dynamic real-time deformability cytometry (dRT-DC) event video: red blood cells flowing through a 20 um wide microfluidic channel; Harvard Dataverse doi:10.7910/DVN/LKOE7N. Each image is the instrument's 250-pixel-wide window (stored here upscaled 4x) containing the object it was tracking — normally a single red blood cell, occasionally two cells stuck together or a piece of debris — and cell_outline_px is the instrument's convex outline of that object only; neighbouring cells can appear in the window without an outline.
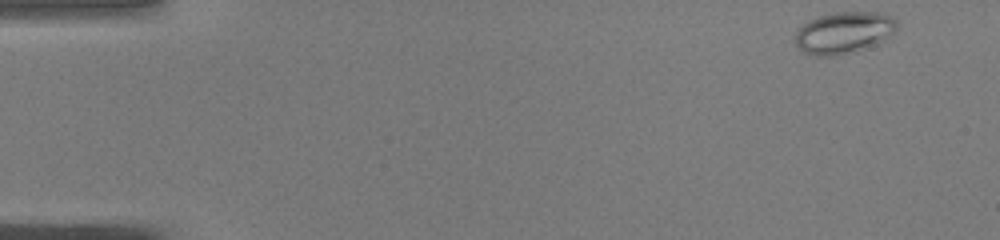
{"species": "common noctule bat (a hibernating species)", "species_latin": "Nyctalus noctula", "temperature_condition": "warm", "stored_images_in_passage": 48, "camera_frame_rate_fps": 3000, "um_per_image_px": 0.085, "animal": {"sex": "male", "body_mass_g": 19.0, "forearm_length_mm": 50.8}, "frame": {"image": 1, "passage_image": 1, "time_ms": 0.0, "image_size_px": [1000, 240], "cell_outline_px": [[900, 28], [896, 32], [880, 44], [832, 56], [816, 56], [804, 52], [792, 40], [796, 32], [808, 20], [820, 16], [836, 12], [884, 12], [892, 16], [896, 20]], "centroid_in_image_um": [71.79, 2.76], "position_along_channel_um": 13.2, "area_um2": 25.09}}
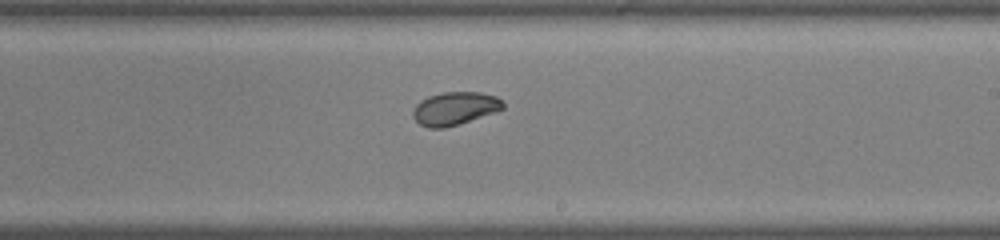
{"frame": {"image": 2, "passage_image": 28, "time_ms": 9.0, "image_size_px": [1000, 240], "cell_outline_px": [[504, 108], [496, 112], [444, 128], [428, 128], [420, 124], [412, 116], [412, 112], [416, 104], [420, 100], [428, 96], [444, 92], [480, 92], [496, 96], [504, 100]], "centroid_in_image_um": [38.66, 9.21], "position_along_channel_um": 250.3, "area_um2": 17.4}}
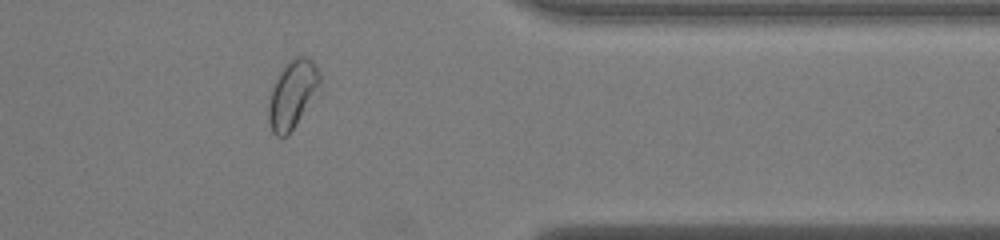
{"frame": {"image": 3, "passage_image": 39, "time_ms": 12.667, "image_size_px": [1000, 240], "cell_outline_px": [[320, 84], [288, 136], [276, 136], [272, 132], [268, 120], [268, 104], [272, 88], [280, 72], [296, 56], [308, 56], [312, 60], [320, 76]], "centroid_in_image_um": [24.82, 8.03], "position_along_channel_um": 386.6, "area_um2": 19.48}, "authors_computed_cell_mechanics": {"area_um2": 20.5768, "velocity_mm_per_s": 4.0524, "shape_relaxation_time_tau1_ms": null, "shape_relaxation_time_tau2_ms": 2.7528, "deformation_change_tau1": null, "deformation_change_tau2": 0.0531}}